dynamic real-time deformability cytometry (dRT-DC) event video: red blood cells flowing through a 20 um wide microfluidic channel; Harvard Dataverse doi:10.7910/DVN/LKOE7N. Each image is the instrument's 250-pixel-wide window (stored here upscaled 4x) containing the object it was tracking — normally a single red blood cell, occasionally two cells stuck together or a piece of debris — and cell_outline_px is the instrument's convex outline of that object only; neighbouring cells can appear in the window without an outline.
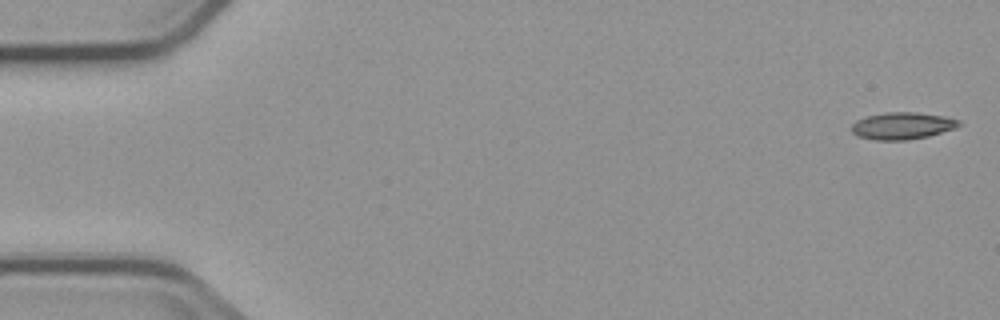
{"species": "common noctule bat (a hibernating species)", "species_latin": "Nyctalus noctula", "temperature_condition": "cold", "stored_images_in_passage": 5, "camera_frame_rate_fps": 3000, "um_per_image_px": 0.085, "animal": {"sex": "male", "body_mass_g": 23.1, "forearm_length_mm": 52.7}, "frame": {"image": 1, "passage_image": 1, "time_ms": 0.0, "image_size_px": [1000, 320], "cell_outline_px": [[964, 124], [956, 128], [928, 136], [908, 140], [876, 140], [856, 136], [852, 132], [852, 124], [856, 120], [864, 116], [884, 112], [916, 112], [944, 116], [960, 120]], "centroid_in_image_um": [76.7, 10.68], "position_along_channel_um": 8.3, "area_um2": 17.17}}
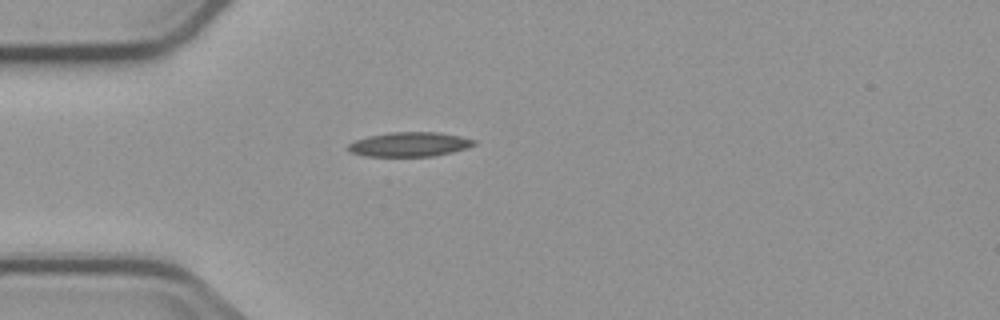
{"frame": {"image": 2, "passage_image": 4, "time_ms": 4.667, "image_size_px": [1000, 320], "cell_outline_px": [[476, 144], [468, 148], [452, 152], [432, 156], [364, 156], [348, 152], [344, 148], [348, 144], [356, 140], [368, 136], [392, 132], [440, 132], [460, 136], [476, 140]], "centroid_in_image_um": [34.78, 12.27], "position_along_channel_um": 50.2, "area_um2": 18.09}}